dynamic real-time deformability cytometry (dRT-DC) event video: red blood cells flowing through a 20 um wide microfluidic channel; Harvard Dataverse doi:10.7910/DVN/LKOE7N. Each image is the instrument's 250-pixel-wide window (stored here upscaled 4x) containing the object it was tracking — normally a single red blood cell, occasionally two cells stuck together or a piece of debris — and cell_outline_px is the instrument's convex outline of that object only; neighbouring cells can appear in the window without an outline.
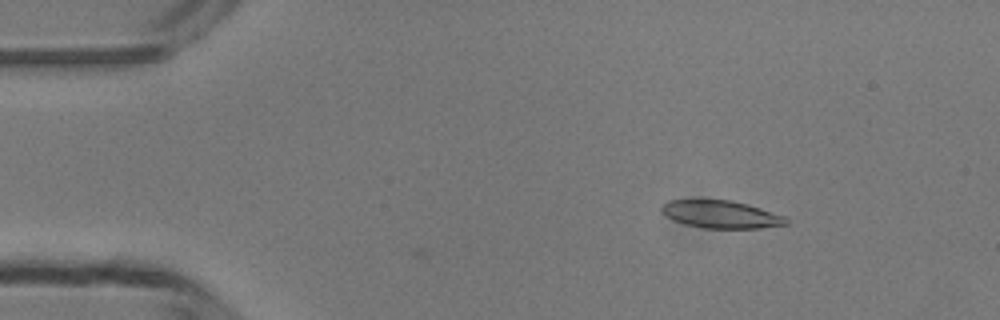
{"species": "common noctule bat (a hibernating species)", "species_latin": "Nyctalus noctula", "temperature_condition": "room temperature", "stored_images_in_passage": 7, "camera_frame_rate_fps": 3000, "um_per_image_px": 0.085, "animal": {"sex": "male", "body_mass_g": 13.3}, "frame": {"image": 1, "passage_image": 7, "time_ms": 2.0, "image_size_px": [1000, 320], "cell_outline_px": [[788, 224], [760, 228], [704, 228], [684, 224], [672, 220], [660, 212], [660, 208], [668, 200], [732, 200], [748, 204], [784, 216], [788, 220]], "centroid_in_image_um": [61.25, 18.22], "position_along_channel_um": 23.7, "area_um2": 20.06}}